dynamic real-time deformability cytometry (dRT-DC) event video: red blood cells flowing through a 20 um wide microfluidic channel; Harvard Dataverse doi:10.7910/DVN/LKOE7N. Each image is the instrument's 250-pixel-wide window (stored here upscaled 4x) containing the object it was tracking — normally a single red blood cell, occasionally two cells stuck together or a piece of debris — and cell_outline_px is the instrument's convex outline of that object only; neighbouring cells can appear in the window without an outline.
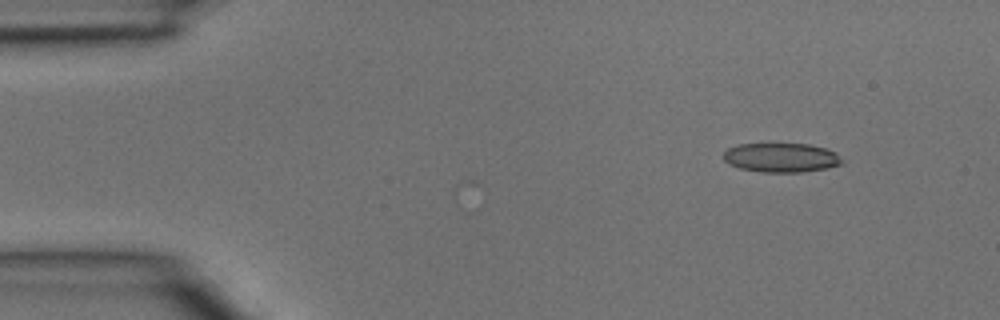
{"species": "common noctule bat (a hibernating species)", "species_latin": "Nyctalus noctula", "temperature_condition": "room temperature", "stored_images_in_passage": 3, "camera_frame_rate_fps": 3000, "um_per_image_px": 0.085, "animal": {"sex": "male", "body_mass_g": 15.6}, "frame": {"image": 1, "passage_image": 3, "time_ms": 0.667, "image_size_px": [1000, 320], "cell_outline_px": [[844, 164], [828, 168], [804, 172], [760, 172], [740, 168], [728, 164], [724, 160], [724, 152], [728, 148], [736, 144], [808, 144], [824, 148], [836, 152], [844, 160]], "centroid_in_image_um": [66.43, 13.4], "position_along_channel_um": 18.6, "area_um2": 20.4}}